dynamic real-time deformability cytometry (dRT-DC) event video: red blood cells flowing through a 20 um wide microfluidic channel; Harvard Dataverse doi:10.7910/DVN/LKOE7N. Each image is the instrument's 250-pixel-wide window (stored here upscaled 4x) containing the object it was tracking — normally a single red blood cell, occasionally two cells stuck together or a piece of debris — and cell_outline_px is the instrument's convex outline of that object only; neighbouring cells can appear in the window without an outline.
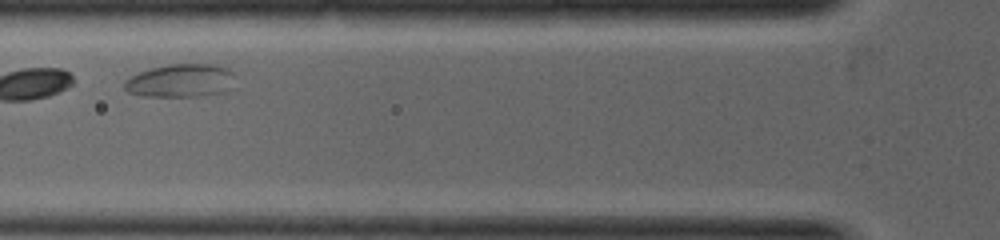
{"species": "common noctule bat (a hibernating species)", "species_latin": "Nyctalus noctula", "temperature_condition": "warm", "stored_images_in_passage": 6, "camera_frame_rate_fps": 5000, "um_per_image_px": 0.085, "animal": {"sex": "female", "body_mass_g": 19.0, "forearm_length_mm": 53.3}, "frame": {"image": 1, "passage_image": 3, "time_ms": 0.8, "image_size_px": [1000, 240], "cell_outline_px": [[236, 76], [228, 92], [200, 96], [140, 96], [128, 92], [124, 88], [124, 80], [140, 72], [152, 68], [168, 64], [212, 64], [228, 68]], "centroid_in_image_um": [15.39, 6.86], "position_along_channel_um": 110.4, "area_um2": 21.62}}
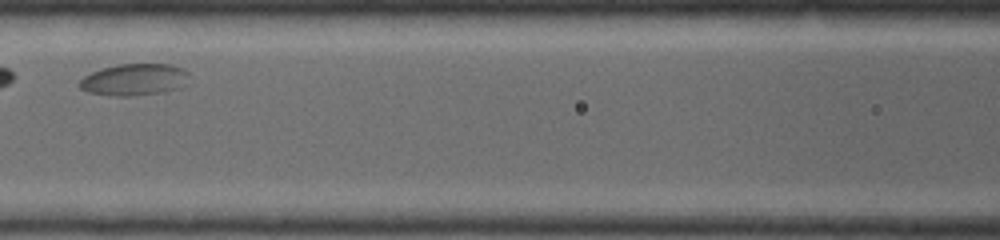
{"frame": {"image": 2, "passage_image": 4, "time_ms": 1.4, "image_size_px": [1000, 240], "cell_outline_px": [[188, 72], [180, 88], [164, 92], [136, 96], [112, 96], [88, 92], [80, 88], [80, 80], [84, 76], [92, 72], [116, 64], [168, 64], [180, 68]], "centroid_in_image_um": [11.37, 6.78], "position_along_channel_um": 155.2, "area_um2": 20.06}}